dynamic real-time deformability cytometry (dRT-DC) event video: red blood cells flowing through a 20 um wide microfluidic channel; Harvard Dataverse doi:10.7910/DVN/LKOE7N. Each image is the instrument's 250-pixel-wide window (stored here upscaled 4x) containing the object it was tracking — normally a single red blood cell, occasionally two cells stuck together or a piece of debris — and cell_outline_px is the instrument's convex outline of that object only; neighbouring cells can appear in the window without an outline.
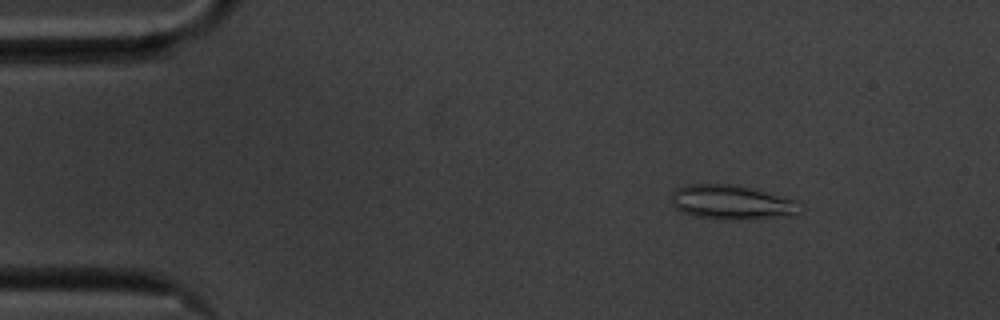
{"species": "common noctule bat (a hibernating species)", "species_latin": "Nyctalus noctula", "temperature_condition": "cold", "stored_images_in_passage": 53, "camera_frame_rate_fps": 3000, "um_per_image_px": 0.085, "animal": {"sex": "male", "body_mass_g": 20.1, "forearm_length_mm": 53.5}, "frame": {"image": 1, "passage_image": 4, "time_ms": 1.0, "image_size_px": [1000, 320], "cell_outline_px": [[804, 212], [776, 216], [732, 220], [724, 220], [700, 216], [680, 212], [672, 204], [672, 192], [676, 188], [684, 184], [732, 184], [796, 200], [804, 204]], "centroid_in_image_um": [62.18, 17.19], "position_along_channel_um": 22.8, "area_um2": 25.55}}
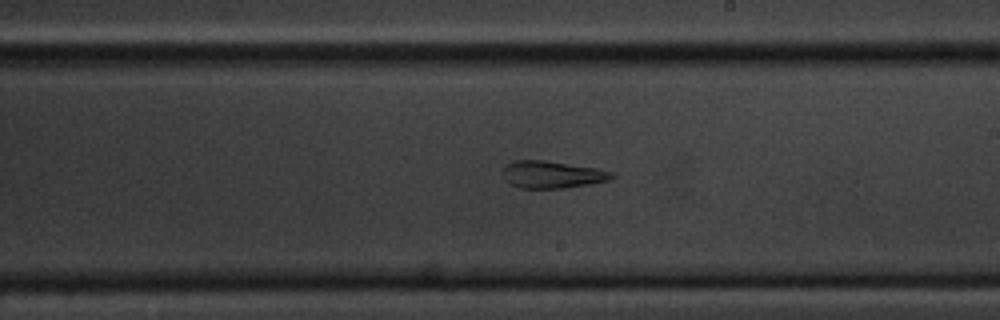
{"frame": {"image": 2, "passage_image": 29, "time_ms": 9.333, "image_size_px": [1000, 320], "cell_outline_px": [[616, 176], [612, 180], [564, 188], [520, 188], [504, 180], [504, 168], [508, 164], [516, 160], [544, 160], [596, 168], [612, 172]], "centroid_in_image_um": [46.96, 14.84], "position_along_channel_um": 242.0, "area_um2": 17.17}}
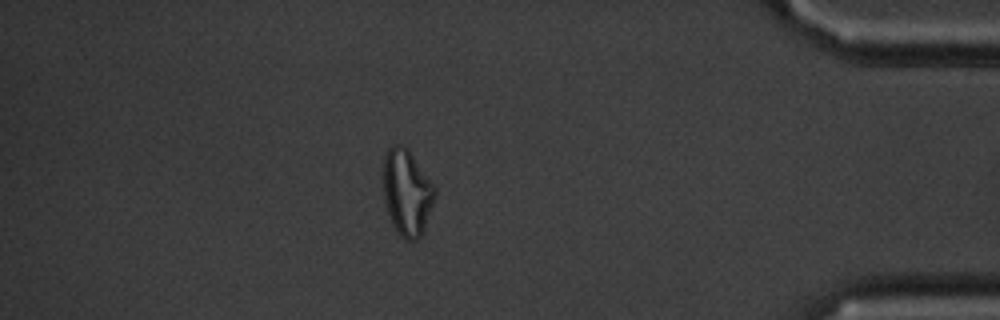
{"frame": {"image": 3, "passage_image": 46, "time_ms": 15.0, "image_size_px": [1000, 320], "cell_outline_px": [[436, 196], [424, 228], [420, 236], [416, 240], [404, 240], [396, 232], [388, 212], [384, 200], [380, 176], [384, 156], [388, 148], [392, 144], [404, 144], [408, 148], [436, 188]], "centroid_in_image_um": [34.54, 16.31], "position_along_channel_um": 400.7, "area_um2": 26.53}, "authors_computed_cell_mechanics": {"area_um2": 21.0392, "velocity_mm_per_s": 3.4932, "shape_relaxation_time_tau1_ms": null, "shape_relaxation_time_tau2_ms": 4.4109, "deformation_change_tau1": null, "deformation_change_tau2": 0.139}}